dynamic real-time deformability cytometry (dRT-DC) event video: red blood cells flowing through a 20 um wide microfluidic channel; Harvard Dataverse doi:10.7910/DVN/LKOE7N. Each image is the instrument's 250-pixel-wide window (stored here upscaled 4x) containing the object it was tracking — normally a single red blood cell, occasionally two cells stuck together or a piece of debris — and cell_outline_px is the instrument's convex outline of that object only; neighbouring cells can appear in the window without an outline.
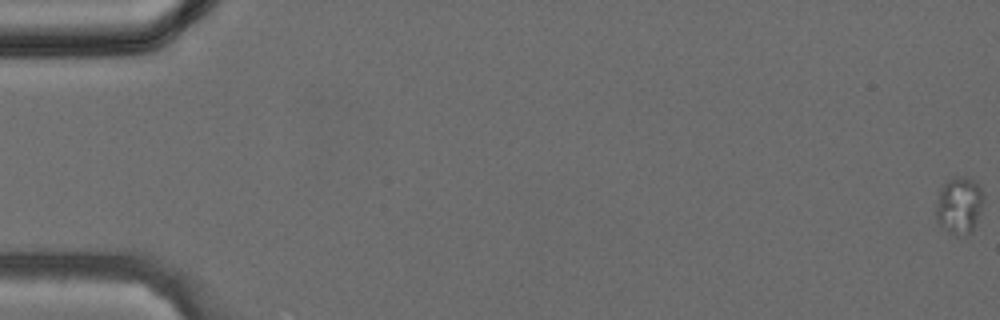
{"species": "common noctule bat (a hibernating species)", "species_latin": "Nyctalus noctula", "temperature_condition": "cold", "stored_images_in_passage": 42, "camera_frame_rate_fps": 3000, "um_per_image_px": 0.085, "animal": {"sex": "female", "body_mass_g": 24.6, "forearm_length_mm": 56.2}, "frame": {"image": 1, "passage_image": 1, "time_ms": 0.0, "image_size_px": [1000, 320], "cell_outline_px": [[984, 200], [980, 212], [972, 232], [956, 236], [940, 224], [936, 216], [936, 212], [940, 192], [944, 184], [948, 180], [956, 176], [960, 176], [972, 180], [984, 192]], "centroid_in_image_um": [81.57, 17.45], "position_along_channel_um": 3.4, "area_um2": 15.32}}
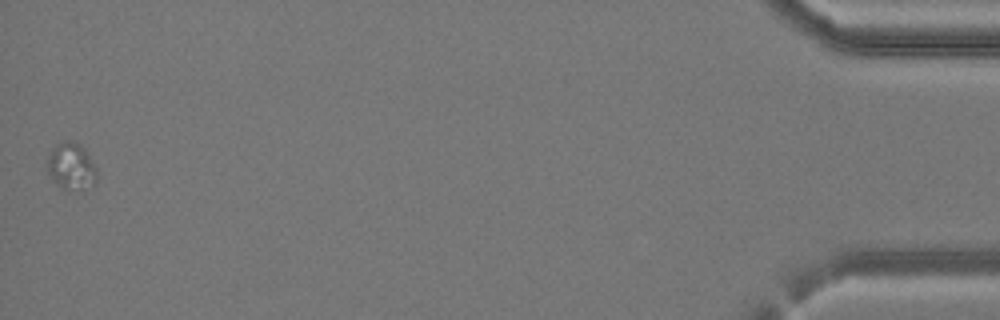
{"frame": {"image": 2, "passage_image": 42, "time_ms": 13.667, "image_size_px": [1000, 320], "cell_outline_px": [[96, 184], [80, 192], [64, 188], [56, 184], [48, 172], [48, 160], [52, 148], [60, 140], [68, 140], [80, 144], [84, 148], [96, 168]], "centroid_in_image_um": [6.08, 14.15], "position_along_channel_um": 429.1, "area_um2": 13.64}}